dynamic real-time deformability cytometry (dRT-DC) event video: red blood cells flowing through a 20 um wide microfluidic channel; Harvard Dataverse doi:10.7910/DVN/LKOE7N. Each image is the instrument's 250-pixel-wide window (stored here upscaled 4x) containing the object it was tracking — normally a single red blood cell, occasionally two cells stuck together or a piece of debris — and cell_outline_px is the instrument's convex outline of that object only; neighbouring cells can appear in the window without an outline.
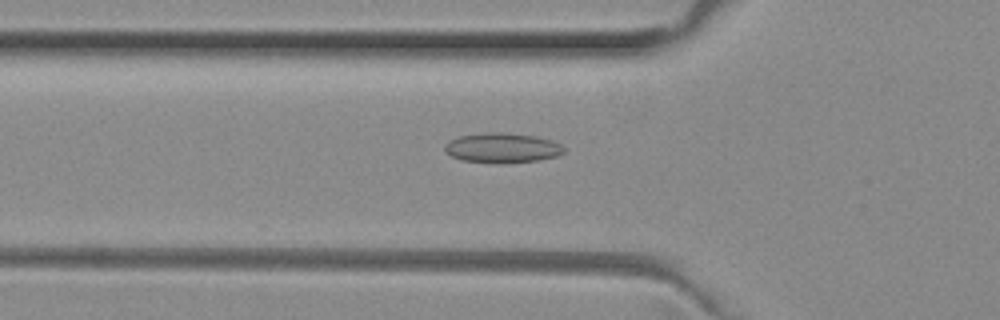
{"species": "common noctule bat (a hibernating species)", "species_latin": "Nyctalus noctula", "temperature_condition": "room temperature", "stored_images_in_passage": 32, "camera_frame_rate_fps": 3000, "um_per_image_px": 0.085, "animal": {"sex": "female", "body_mass_g": 29.2, "forearm_length_mm": 56.3}, "frame": {"image": 1, "passage_image": 6, "time_ms": 1.667, "image_size_px": [1000, 320], "cell_outline_px": [[564, 152], [556, 156], [540, 160], [504, 164], [500, 164], [460, 160], [452, 156], [444, 148], [444, 144], [448, 140], [460, 136], [492, 132], [500, 132], [536, 136], [552, 140], [560, 144], [564, 148]], "centroid_in_image_um": [42.69, 12.58], "position_along_channel_um": 83.1, "area_um2": 20.87}}
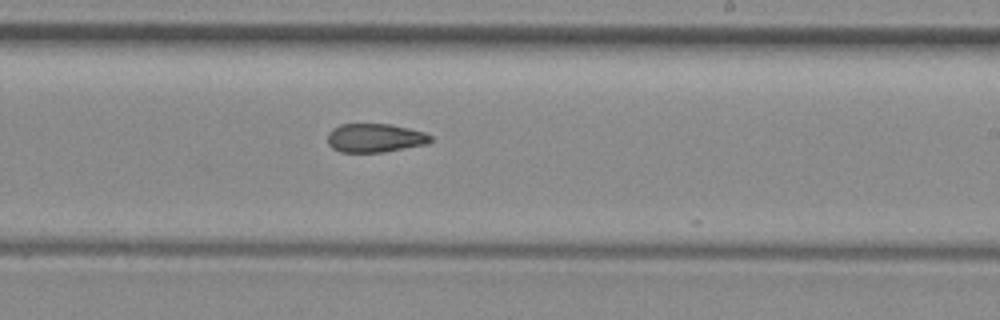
{"frame": {"image": 2, "passage_image": 19, "time_ms": 6.0, "image_size_px": [1000, 320], "cell_outline_px": [[432, 140], [428, 144], [384, 152], [340, 152], [332, 148], [328, 144], [328, 132], [332, 128], [340, 124], [392, 124], [424, 132], [432, 136]], "centroid_in_image_um": [31.87, 11.72], "position_along_channel_um": 257.1, "area_um2": 17.4}}
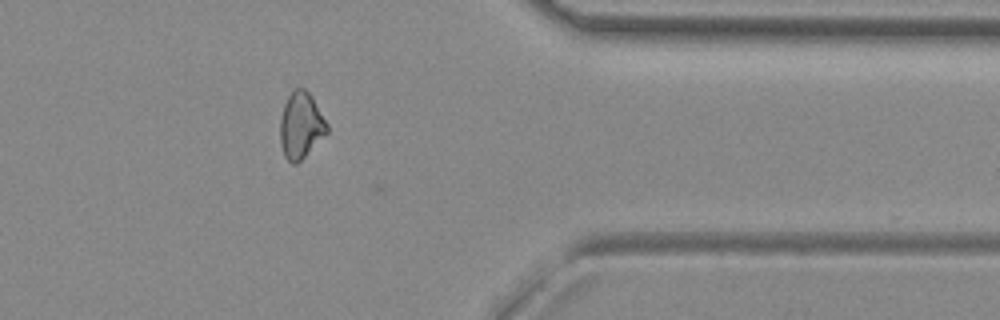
{"frame": {"image": 3, "passage_image": 30, "time_ms": 9.667, "image_size_px": [1000, 320], "cell_outline_px": [[328, 132], [296, 164], [292, 164], [284, 156], [280, 144], [280, 120], [284, 104], [288, 96], [296, 88], [304, 88], [312, 96], [328, 124]], "centroid_in_image_um": [25.57, 10.65], "position_along_channel_um": 385.8, "area_um2": 17.98}, "authors_computed_cell_mechanics": {"area_um2": 17.9758, "velocity_mm_per_s": 4.0087, "shape_relaxation_time_tau1_ms": null, "shape_relaxation_time_tau2_ms": 7.1753, "deformation_change_tau1": null, "deformation_change_tau2": 0.1588}}